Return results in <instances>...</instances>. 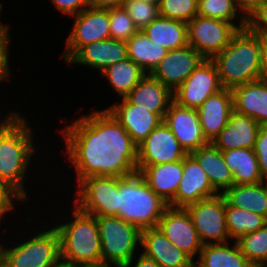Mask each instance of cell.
<instances>
[{"instance_id":"obj_1","label":"cell","mask_w":267,"mask_h":267,"mask_svg":"<svg viewBox=\"0 0 267 267\" xmlns=\"http://www.w3.org/2000/svg\"><path fill=\"white\" fill-rule=\"evenodd\" d=\"M62 133L78 182L88 176L125 177L138 172L137 144L108 109L82 116Z\"/></svg>"},{"instance_id":"obj_2","label":"cell","mask_w":267,"mask_h":267,"mask_svg":"<svg viewBox=\"0 0 267 267\" xmlns=\"http://www.w3.org/2000/svg\"><path fill=\"white\" fill-rule=\"evenodd\" d=\"M32 133L26 119L16 113L0 126V178L21 200L27 197L24 174L36 152Z\"/></svg>"},{"instance_id":"obj_3","label":"cell","mask_w":267,"mask_h":267,"mask_svg":"<svg viewBox=\"0 0 267 267\" xmlns=\"http://www.w3.org/2000/svg\"><path fill=\"white\" fill-rule=\"evenodd\" d=\"M264 40L247 27L240 29L230 43L211 59L216 66L222 87L232 89L259 80Z\"/></svg>"},{"instance_id":"obj_4","label":"cell","mask_w":267,"mask_h":267,"mask_svg":"<svg viewBox=\"0 0 267 267\" xmlns=\"http://www.w3.org/2000/svg\"><path fill=\"white\" fill-rule=\"evenodd\" d=\"M73 220L54 227L59 235L63 267L102 263L101 239L96 216L73 210Z\"/></svg>"},{"instance_id":"obj_5","label":"cell","mask_w":267,"mask_h":267,"mask_svg":"<svg viewBox=\"0 0 267 267\" xmlns=\"http://www.w3.org/2000/svg\"><path fill=\"white\" fill-rule=\"evenodd\" d=\"M167 207L139 172L118 177L119 218L144 230L157 227Z\"/></svg>"},{"instance_id":"obj_6","label":"cell","mask_w":267,"mask_h":267,"mask_svg":"<svg viewBox=\"0 0 267 267\" xmlns=\"http://www.w3.org/2000/svg\"><path fill=\"white\" fill-rule=\"evenodd\" d=\"M101 239L102 262L115 267H130L141 230L118 216L96 217Z\"/></svg>"},{"instance_id":"obj_7","label":"cell","mask_w":267,"mask_h":267,"mask_svg":"<svg viewBox=\"0 0 267 267\" xmlns=\"http://www.w3.org/2000/svg\"><path fill=\"white\" fill-rule=\"evenodd\" d=\"M57 230L39 233L19 246L3 247L0 267H62Z\"/></svg>"},{"instance_id":"obj_8","label":"cell","mask_w":267,"mask_h":267,"mask_svg":"<svg viewBox=\"0 0 267 267\" xmlns=\"http://www.w3.org/2000/svg\"><path fill=\"white\" fill-rule=\"evenodd\" d=\"M240 25L220 19L195 16L187 23L188 45L205 59H212L231 41L233 36L247 27V19L241 16Z\"/></svg>"},{"instance_id":"obj_9","label":"cell","mask_w":267,"mask_h":267,"mask_svg":"<svg viewBox=\"0 0 267 267\" xmlns=\"http://www.w3.org/2000/svg\"><path fill=\"white\" fill-rule=\"evenodd\" d=\"M79 188L74 202L79 210L96 217L118 216V177L88 176Z\"/></svg>"},{"instance_id":"obj_10","label":"cell","mask_w":267,"mask_h":267,"mask_svg":"<svg viewBox=\"0 0 267 267\" xmlns=\"http://www.w3.org/2000/svg\"><path fill=\"white\" fill-rule=\"evenodd\" d=\"M186 209L203 245L228 242L230 236L226 226L225 196L222 193L188 205Z\"/></svg>"},{"instance_id":"obj_11","label":"cell","mask_w":267,"mask_h":267,"mask_svg":"<svg viewBox=\"0 0 267 267\" xmlns=\"http://www.w3.org/2000/svg\"><path fill=\"white\" fill-rule=\"evenodd\" d=\"M73 30L67 39L65 61H69L83 46L110 38V8L92 6L74 15Z\"/></svg>"},{"instance_id":"obj_12","label":"cell","mask_w":267,"mask_h":267,"mask_svg":"<svg viewBox=\"0 0 267 267\" xmlns=\"http://www.w3.org/2000/svg\"><path fill=\"white\" fill-rule=\"evenodd\" d=\"M222 88L214 62L211 59H204L174 90V102L182 107L198 109L210 95Z\"/></svg>"},{"instance_id":"obj_13","label":"cell","mask_w":267,"mask_h":267,"mask_svg":"<svg viewBox=\"0 0 267 267\" xmlns=\"http://www.w3.org/2000/svg\"><path fill=\"white\" fill-rule=\"evenodd\" d=\"M187 152L162 121L140 144L137 145V170L145 166L183 160Z\"/></svg>"},{"instance_id":"obj_14","label":"cell","mask_w":267,"mask_h":267,"mask_svg":"<svg viewBox=\"0 0 267 267\" xmlns=\"http://www.w3.org/2000/svg\"><path fill=\"white\" fill-rule=\"evenodd\" d=\"M157 227L173 245L181 249L192 260L196 253L200 254L203 244L186 208L168 206Z\"/></svg>"},{"instance_id":"obj_15","label":"cell","mask_w":267,"mask_h":267,"mask_svg":"<svg viewBox=\"0 0 267 267\" xmlns=\"http://www.w3.org/2000/svg\"><path fill=\"white\" fill-rule=\"evenodd\" d=\"M204 59L193 47L187 45L167 51L166 56L149 74L174 92Z\"/></svg>"},{"instance_id":"obj_16","label":"cell","mask_w":267,"mask_h":267,"mask_svg":"<svg viewBox=\"0 0 267 267\" xmlns=\"http://www.w3.org/2000/svg\"><path fill=\"white\" fill-rule=\"evenodd\" d=\"M163 121L187 154L209 143L203 135L196 109L182 107L173 101Z\"/></svg>"},{"instance_id":"obj_17","label":"cell","mask_w":267,"mask_h":267,"mask_svg":"<svg viewBox=\"0 0 267 267\" xmlns=\"http://www.w3.org/2000/svg\"><path fill=\"white\" fill-rule=\"evenodd\" d=\"M219 194L212 187L207 174L199 163L188 154L183 159V175L174 200L168 205L174 208H186L200 200Z\"/></svg>"},{"instance_id":"obj_18","label":"cell","mask_w":267,"mask_h":267,"mask_svg":"<svg viewBox=\"0 0 267 267\" xmlns=\"http://www.w3.org/2000/svg\"><path fill=\"white\" fill-rule=\"evenodd\" d=\"M142 254L156 261L160 267H194V261L173 245L158 227L141 230Z\"/></svg>"},{"instance_id":"obj_19","label":"cell","mask_w":267,"mask_h":267,"mask_svg":"<svg viewBox=\"0 0 267 267\" xmlns=\"http://www.w3.org/2000/svg\"><path fill=\"white\" fill-rule=\"evenodd\" d=\"M196 111L204 137L208 142H212L226 126L233 111L231 89L223 87L210 95Z\"/></svg>"},{"instance_id":"obj_20","label":"cell","mask_w":267,"mask_h":267,"mask_svg":"<svg viewBox=\"0 0 267 267\" xmlns=\"http://www.w3.org/2000/svg\"><path fill=\"white\" fill-rule=\"evenodd\" d=\"M260 126L253 118L233 110L228 123L211 143L221 151L252 149Z\"/></svg>"},{"instance_id":"obj_21","label":"cell","mask_w":267,"mask_h":267,"mask_svg":"<svg viewBox=\"0 0 267 267\" xmlns=\"http://www.w3.org/2000/svg\"><path fill=\"white\" fill-rule=\"evenodd\" d=\"M124 98L129 103L138 105V108L156 113L162 120L170 104L174 101L173 91L149 73H146Z\"/></svg>"},{"instance_id":"obj_22","label":"cell","mask_w":267,"mask_h":267,"mask_svg":"<svg viewBox=\"0 0 267 267\" xmlns=\"http://www.w3.org/2000/svg\"><path fill=\"white\" fill-rule=\"evenodd\" d=\"M108 110L137 145L146 139L163 121L156 113H152L148 109L138 108V105L129 103L125 98H122L120 105L116 104Z\"/></svg>"},{"instance_id":"obj_23","label":"cell","mask_w":267,"mask_h":267,"mask_svg":"<svg viewBox=\"0 0 267 267\" xmlns=\"http://www.w3.org/2000/svg\"><path fill=\"white\" fill-rule=\"evenodd\" d=\"M125 59H128L126 41L109 38L83 46L68 64H85L103 72L110 65Z\"/></svg>"},{"instance_id":"obj_24","label":"cell","mask_w":267,"mask_h":267,"mask_svg":"<svg viewBox=\"0 0 267 267\" xmlns=\"http://www.w3.org/2000/svg\"><path fill=\"white\" fill-rule=\"evenodd\" d=\"M233 110L267 125V84L261 80L248 82L231 89Z\"/></svg>"},{"instance_id":"obj_25","label":"cell","mask_w":267,"mask_h":267,"mask_svg":"<svg viewBox=\"0 0 267 267\" xmlns=\"http://www.w3.org/2000/svg\"><path fill=\"white\" fill-rule=\"evenodd\" d=\"M148 186L168 205L174 200L183 175V160L145 166L139 172Z\"/></svg>"},{"instance_id":"obj_26","label":"cell","mask_w":267,"mask_h":267,"mask_svg":"<svg viewBox=\"0 0 267 267\" xmlns=\"http://www.w3.org/2000/svg\"><path fill=\"white\" fill-rule=\"evenodd\" d=\"M190 155L199 163L207 174L212 187L218 192H225L234 184L233 173L224 161L222 151L211 142L193 151Z\"/></svg>"},{"instance_id":"obj_27","label":"cell","mask_w":267,"mask_h":267,"mask_svg":"<svg viewBox=\"0 0 267 267\" xmlns=\"http://www.w3.org/2000/svg\"><path fill=\"white\" fill-rule=\"evenodd\" d=\"M151 41L168 51L188 45L187 23L158 16L142 30Z\"/></svg>"},{"instance_id":"obj_28","label":"cell","mask_w":267,"mask_h":267,"mask_svg":"<svg viewBox=\"0 0 267 267\" xmlns=\"http://www.w3.org/2000/svg\"><path fill=\"white\" fill-rule=\"evenodd\" d=\"M224 161L233 173L234 184H257L267 181L260 173L257 156L252 149L222 151Z\"/></svg>"},{"instance_id":"obj_29","label":"cell","mask_w":267,"mask_h":267,"mask_svg":"<svg viewBox=\"0 0 267 267\" xmlns=\"http://www.w3.org/2000/svg\"><path fill=\"white\" fill-rule=\"evenodd\" d=\"M264 185V182L244 185L233 184L222 194L230 205L253 211L267 219V185Z\"/></svg>"},{"instance_id":"obj_30","label":"cell","mask_w":267,"mask_h":267,"mask_svg":"<svg viewBox=\"0 0 267 267\" xmlns=\"http://www.w3.org/2000/svg\"><path fill=\"white\" fill-rule=\"evenodd\" d=\"M212 243L202 246L199 262L194 267H251L252 264L241 252L238 243Z\"/></svg>"},{"instance_id":"obj_31","label":"cell","mask_w":267,"mask_h":267,"mask_svg":"<svg viewBox=\"0 0 267 267\" xmlns=\"http://www.w3.org/2000/svg\"><path fill=\"white\" fill-rule=\"evenodd\" d=\"M128 58L134 61L142 70L149 73L166 56L167 49L151 41L141 30L126 41Z\"/></svg>"},{"instance_id":"obj_32","label":"cell","mask_w":267,"mask_h":267,"mask_svg":"<svg viewBox=\"0 0 267 267\" xmlns=\"http://www.w3.org/2000/svg\"><path fill=\"white\" fill-rule=\"evenodd\" d=\"M146 73L134 61L128 58L110 65L101 75L107 77L110 85L124 98Z\"/></svg>"},{"instance_id":"obj_33","label":"cell","mask_w":267,"mask_h":267,"mask_svg":"<svg viewBox=\"0 0 267 267\" xmlns=\"http://www.w3.org/2000/svg\"><path fill=\"white\" fill-rule=\"evenodd\" d=\"M225 212L229 236L235 240H238L245 234L257 231L267 223V219L264 216L232 206L226 199Z\"/></svg>"},{"instance_id":"obj_34","label":"cell","mask_w":267,"mask_h":267,"mask_svg":"<svg viewBox=\"0 0 267 267\" xmlns=\"http://www.w3.org/2000/svg\"><path fill=\"white\" fill-rule=\"evenodd\" d=\"M236 242L252 265L267 263V223L257 231L241 236Z\"/></svg>"},{"instance_id":"obj_35","label":"cell","mask_w":267,"mask_h":267,"mask_svg":"<svg viewBox=\"0 0 267 267\" xmlns=\"http://www.w3.org/2000/svg\"><path fill=\"white\" fill-rule=\"evenodd\" d=\"M198 15L233 23L238 12L234 0H198Z\"/></svg>"},{"instance_id":"obj_36","label":"cell","mask_w":267,"mask_h":267,"mask_svg":"<svg viewBox=\"0 0 267 267\" xmlns=\"http://www.w3.org/2000/svg\"><path fill=\"white\" fill-rule=\"evenodd\" d=\"M198 0H163L159 6L160 16L190 22L198 15Z\"/></svg>"},{"instance_id":"obj_37","label":"cell","mask_w":267,"mask_h":267,"mask_svg":"<svg viewBox=\"0 0 267 267\" xmlns=\"http://www.w3.org/2000/svg\"><path fill=\"white\" fill-rule=\"evenodd\" d=\"M123 8L133 19L138 31L143 30L160 15L158 6L143 0H126Z\"/></svg>"},{"instance_id":"obj_38","label":"cell","mask_w":267,"mask_h":267,"mask_svg":"<svg viewBox=\"0 0 267 267\" xmlns=\"http://www.w3.org/2000/svg\"><path fill=\"white\" fill-rule=\"evenodd\" d=\"M138 29L123 7L110 8V38L127 41Z\"/></svg>"},{"instance_id":"obj_39","label":"cell","mask_w":267,"mask_h":267,"mask_svg":"<svg viewBox=\"0 0 267 267\" xmlns=\"http://www.w3.org/2000/svg\"><path fill=\"white\" fill-rule=\"evenodd\" d=\"M253 150L257 156L260 173L267 180V125L260 126Z\"/></svg>"},{"instance_id":"obj_40","label":"cell","mask_w":267,"mask_h":267,"mask_svg":"<svg viewBox=\"0 0 267 267\" xmlns=\"http://www.w3.org/2000/svg\"><path fill=\"white\" fill-rule=\"evenodd\" d=\"M247 28L267 39V0L247 18Z\"/></svg>"},{"instance_id":"obj_41","label":"cell","mask_w":267,"mask_h":267,"mask_svg":"<svg viewBox=\"0 0 267 267\" xmlns=\"http://www.w3.org/2000/svg\"><path fill=\"white\" fill-rule=\"evenodd\" d=\"M56 9L67 15L79 14L82 10L90 6L89 0H52Z\"/></svg>"},{"instance_id":"obj_42","label":"cell","mask_w":267,"mask_h":267,"mask_svg":"<svg viewBox=\"0 0 267 267\" xmlns=\"http://www.w3.org/2000/svg\"><path fill=\"white\" fill-rule=\"evenodd\" d=\"M9 34H0V81L6 80L9 77V66H8V44Z\"/></svg>"},{"instance_id":"obj_43","label":"cell","mask_w":267,"mask_h":267,"mask_svg":"<svg viewBox=\"0 0 267 267\" xmlns=\"http://www.w3.org/2000/svg\"><path fill=\"white\" fill-rule=\"evenodd\" d=\"M239 12L245 14L247 19L253 12H255L266 0H234Z\"/></svg>"},{"instance_id":"obj_44","label":"cell","mask_w":267,"mask_h":267,"mask_svg":"<svg viewBox=\"0 0 267 267\" xmlns=\"http://www.w3.org/2000/svg\"><path fill=\"white\" fill-rule=\"evenodd\" d=\"M21 200L15 193H0V219L5 214L11 210L14 205L12 199Z\"/></svg>"},{"instance_id":"obj_45","label":"cell","mask_w":267,"mask_h":267,"mask_svg":"<svg viewBox=\"0 0 267 267\" xmlns=\"http://www.w3.org/2000/svg\"><path fill=\"white\" fill-rule=\"evenodd\" d=\"M126 0H89L90 6L94 8H116L123 7Z\"/></svg>"},{"instance_id":"obj_46","label":"cell","mask_w":267,"mask_h":267,"mask_svg":"<svg viewBox=\"0 0 267 267\" xmlns=\"http://www.w3.org/2000/svg\"><path fill=\"white\" fill-rule=\"evenodd\" d=\"M259 80L267 84V39L263 41Z\"/></svg>"},{"instance_id":"obj_47","label":"cell","mask_w":267,"mask_h":267,"mask_svg":"<svg viewBox=\"0 0 267 267\" xmlns=\"http://www.w3.org/2000/svg\"><path fill=\"white\" fill-rule=\"evenodd\" d=\"M134 267H160V266L156 261L144 256L141 253Z\"/></svg>"},{"instance_id":"obj_48","label":"cell","mask_w":267,"mask_h":267,"mask_svg":"<svg viewBox=\"0 0 267 267\" xmlns=\"http://www.w3.org/2000/svg\"><path fill=\"white\" fill-rule=\"evenodd\" d=\"M0 193H14L1 178H0Z\"/></svg>"},{"instance_id":"obj_49","label":"cell","mask_w":267,"mask_h":267,"mask_svg":"<svg viewBox=\"0 0 267 267\" xmlns=\"http://www.w3.org/2000/svg\"><path fill=\"white\" fill-rule=\"evenodd\" d=\"M111 265L106 263H98V264H81L74 267H110Z\"/></svg>"},{"instance_id":"obj_50","label":"cell","mask_w":267,"mask_h":267,"mask_svg":"<svg viewBox=\"0 0 267 267\" xmlns=\"http://www.w3.org/2000/svg\"><path fill=\"white\" fill-rule=\"evenodd\" d=\"M2 9V3H0V11ZM9 26L0 23V34L8 33Z\"/></svg>"},{"instance_id":"obj_51","label":"cell","mask_w":267,"mask_h":267,"mask_svg":"<svg viewBox=\"0 0 267 267\" xmlns=\"http://www.w3.org/2000/svg\"><path fill=\"white\" fill-rule=\"evenodd\" d=\"M143 1H145L147 3H152V4L159 7L163 0H143Z\"/></svg>"},{"instance_id":"obj_52","label":"cell","mask_w":267,"mask_h":267,"mask_svg":"<svg viewBox=\"0 0 267 267\" xmlns=\"http://www.w3.org/2000/svg\"><path fill=\"white\" fill-rule=\"evenodd\" d=\"M2 251H3V246L1 244L0 245V266H1V262H2Z\"/></svg>"},{"instance_id":"obj_53","label":"cell","mask_w":267,"mask_h":267,"mask_svg":"<svg viewBox=\"0 0 267 267\" xmlns=\"http://www.w3.org/2000/svg\"><path fill=\"white\" fill-rule=\"evenodd\" d=\"M265 265H252L251 267H264ZM267 267V266H265Z\"/></svg>"},{"instance_id":"obj_54","label":"cell","mask_w":267,"mask_h":267,"mask_svg":"<svg viewBox=\"0 0 267 267\" xmlns=\"http://www.w3.org/2000/svg\"><path fill=\"white\" fill-rule=\"evenodd\" d=\"M9 117H7L3 122L0 123V126L8 119Z\"/></svg>"}]
</instances>
